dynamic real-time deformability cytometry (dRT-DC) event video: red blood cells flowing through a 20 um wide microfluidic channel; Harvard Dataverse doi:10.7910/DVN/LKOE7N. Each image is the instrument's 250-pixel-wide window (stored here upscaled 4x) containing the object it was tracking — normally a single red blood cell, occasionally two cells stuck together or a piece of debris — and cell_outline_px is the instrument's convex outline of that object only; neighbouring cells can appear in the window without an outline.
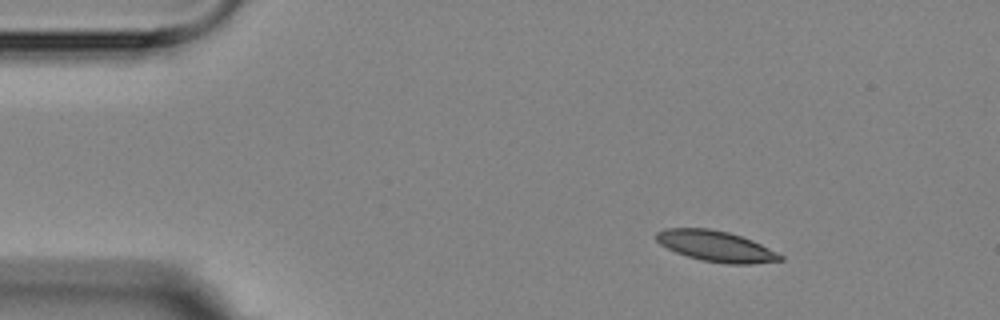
{"species": "Egyptian fruit bat (a non-hibernating species)", "species_latin": "Rousettus aegyptiacus", "temperature_condition": "room temperature", "stored_images_in_passage": 7, "camera_frame_rate_fps": 3000, "um_per_image_px": 0.085, "animal": {"sex": "female"}, "frame": {"image": 1, "passage_image": 1, "time_ms": 0.0, "image_size_px": [1000, 320], "cell_outline_px": [[784, 260], [752, 264], [728, 264], [700, 260], [676, 252], [660, 244], [656, 240], [656, 232], [664, 228], [708, 228], [728, 232], [752, 240], [784, 256]], "centroid_in_image_um": [60.85, 20.93], "position_along_channel_um": 24.2, "area_um2": 22.14}}
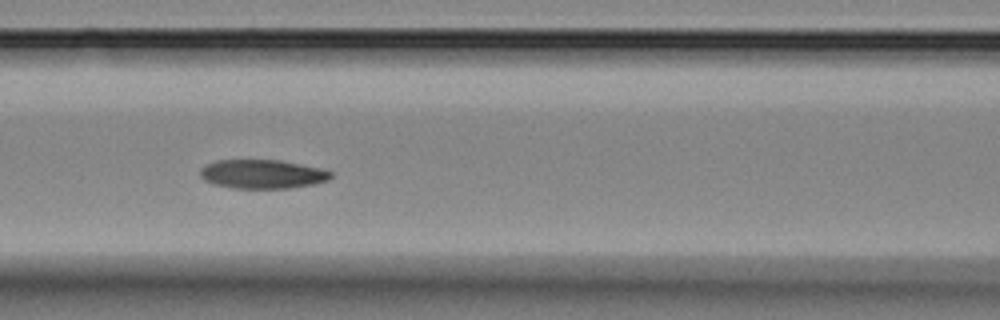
{"frame": {"image": 2, "passage_image": 5, "time_ms": 5.333, "image_size_px": [1000, 320], "cell_outline_px": [[332, 176], [328, 180], [312, 184], [288, 188], [232, 188], [212, 184], [204, 180], [200, 176], [200, 168], [216, 160], [280, 160], [320, 168], [332, 172]], "centroid_in_image_um": [22.27, 14.8], "position_along_channel_um": 144.3, "area_um2": 21.96}}
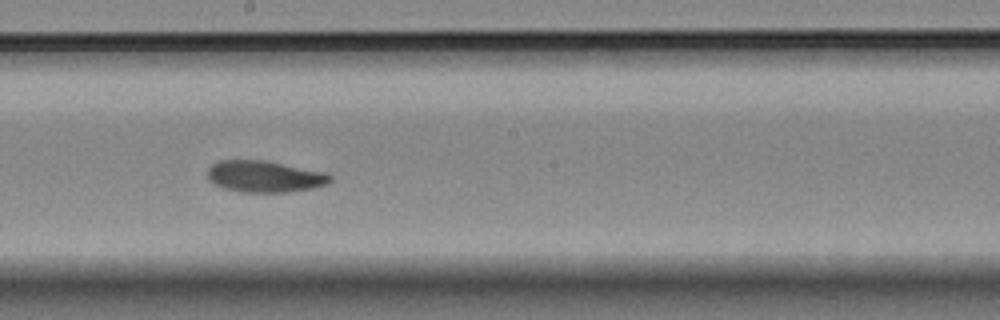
{"frame": {"image": 3, "passage_image": 7, "time_ms": 7.667, "image_size_px": [1000, 320], "cell_outline_px": [[332, 180], [328, 184], [312, 188], [288, 192], [240, 192], [224, 188], [208, 180], [208, 168], [212, 164], [220, 160], [264, 160], [328, 172], [332, 176]], "centroid_in_image_um": [22.53, 15.0], "position_along_channel_um": 225.7, "area_um2": 22.72}}